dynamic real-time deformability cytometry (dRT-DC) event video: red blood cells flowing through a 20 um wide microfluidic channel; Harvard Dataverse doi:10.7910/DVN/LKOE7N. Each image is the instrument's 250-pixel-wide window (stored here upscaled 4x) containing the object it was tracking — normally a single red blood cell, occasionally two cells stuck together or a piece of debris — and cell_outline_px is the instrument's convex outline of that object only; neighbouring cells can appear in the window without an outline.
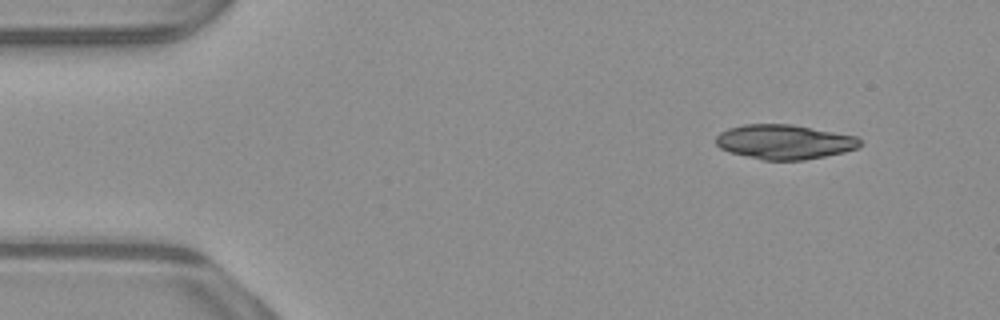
{"species": "common noctule bat (a hibernating species)", "species_latin": "Nyctalus noctula", "temperature_condition": "warm", "stored_images_in_passage": 11, "camera_frame_rate_fps": 3000, "um_per_image_px": 0.085, "animal": {"sex": "male", "body_mass_g": 23.1, "forearm_length_mm": 52.7}, "frame": {"image": 1, "passage_image": 1, "time_ms": 0.0, "image_size_px": [1000, 320], "cell_outline_px": [[860, 148], [844, 152], [804, 160], [764, 160], [728, 152], [720, 148], [716, 144], [716, 136], [720, 132], [728, 128], [744, 124], [792, 124], [856, 136], [860, 140]], "centroid_in_image_um": [66.66, 12.06], "position_along_channel_um": 18.3, "area_um2": 29.07}}